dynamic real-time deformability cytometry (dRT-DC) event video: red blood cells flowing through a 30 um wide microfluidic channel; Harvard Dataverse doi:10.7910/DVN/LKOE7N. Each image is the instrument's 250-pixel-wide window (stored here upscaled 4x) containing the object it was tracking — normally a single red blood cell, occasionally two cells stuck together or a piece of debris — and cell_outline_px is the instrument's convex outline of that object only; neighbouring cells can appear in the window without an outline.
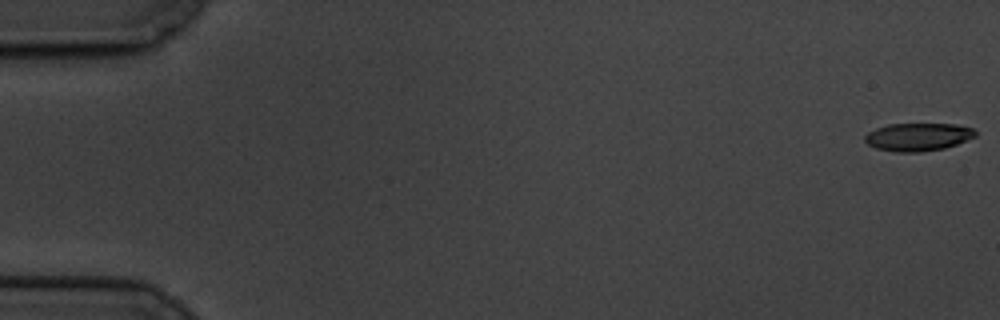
{"species": "common noctule bat (a hibernating species)", "species_latin": "Nyctalus noctula", "temperature_condition": "cold", "stored_images_in_passage": 60, "camera_frame_rate_fps": 3000, "um_per_image_px": 0.085, "animal": {"sex": "male", "body_mass_g": 19.5, "forearm_length_mm": 54.6}, "frame": {"image": 1, "passage_image": 1, "time_ms": 0.0, "image_size_px": [1000, 320], "cell_outline_px": [[976, 136], [956, 144], [944, 148], [920, 152], [896, 152], [876, 148], [868, 144], [864, 140], [864, 136], [868, 132], [876, 128], [888, 124], [956, 124], [972, 128], [976, 132]], "centroid_in_image_um": [78.01, 11.63], "position_along_channel_um": 7.0, "area_um2": 17.92}}
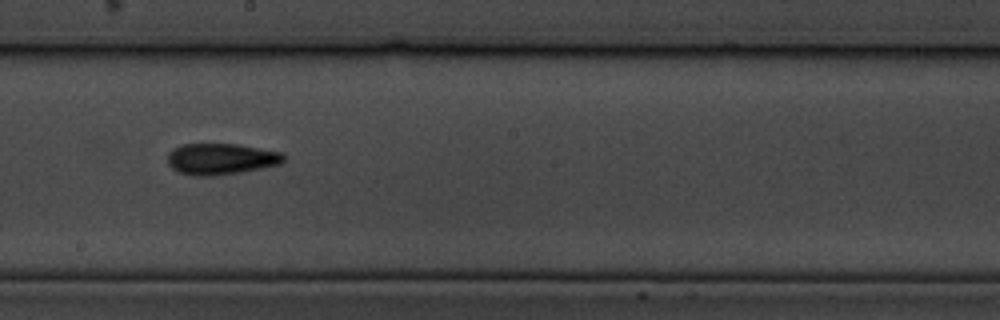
{"frame": {"image": 2, "passage_image": 34, "time_ms": 11.0, "image_size_px": [1000, 320], "cell_outline_px": [[284, 160], [280, 164], [240, 172], [216, 176], [192, 176], [176, 172], [168, 164], [168, 152], [172, 148], [180, 144], [236, 144], [284, 152]], "centroid_in_image_um": [18.74, 13.51], "position_along_channel_um": 229.5, "area_um2": 21.39}}
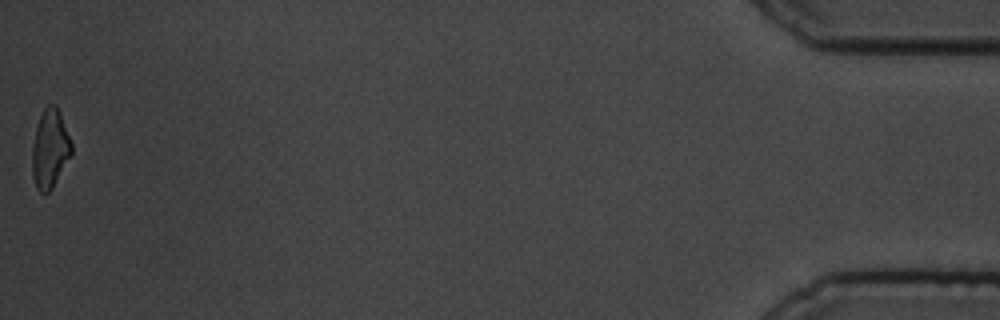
{"frame": {"image": 3, "passage_image": 60, "time_ms": 19.667, "image_size_px": [1000, 320], "cell_outline_px": [[72, 152], [52, 188], [48, 192], [40, 192], [36, 188], [32, 176], [32, 148], [36, 124], [44, 108], [48, 104], [56, 104], [60, 112], [72, 144]], "centroid_in_image_um": [4.23, 12.62], "position_along_channel_um": 431.0, "area_um2": 17.98}, "authors_computed_cell_mechanics": {"area_um2": 19.4786, "velocity_mm_per_s": 3.3959, "shape_relaxation_time_tau1_ms": 4.7432, "shape_relaxation_time_tau2_ms": 2.8521, "deformation_change_tau1": 0.1511, "deformation_change_tau2": 0.1117}}